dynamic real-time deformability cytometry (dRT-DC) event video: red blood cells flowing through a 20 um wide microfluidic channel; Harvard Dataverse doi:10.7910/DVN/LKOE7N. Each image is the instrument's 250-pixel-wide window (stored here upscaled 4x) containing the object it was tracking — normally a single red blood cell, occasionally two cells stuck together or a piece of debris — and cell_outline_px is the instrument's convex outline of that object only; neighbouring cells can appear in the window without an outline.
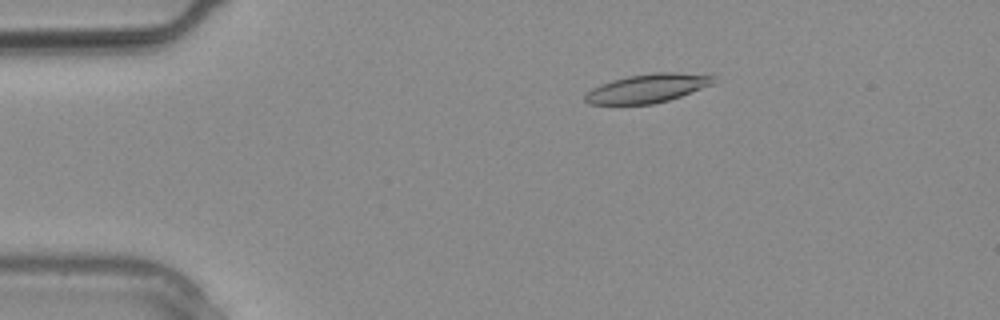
{"species": "common noctule bat (a hibernating species)", "species_latin": "Nyctalus noctula", "temperature_condition": "warm", "stored_images_in_passage": 2, "camera_frame_rate_fps": 3000, "um_per_image_px": 0.085, "animal": {"sex": "male", "body_mass_g": 20.4}, "frame": {"image": 1, "passage_image": 1, "time_ms": 0.0, "image_size_px": [1000, 320], "cell_outline_px": [[716, 76], [712, 84], [680, 96], [668, 100], [652, 104], [588, 104], [584, 100], [584, 96], [592, 88], [600, 84], [612, 80], [628, 76], [652, 72], [676, 72]], "centroid_in_image_um": [55.0, 7.5], "position_along_channel_um": 30.0, "area_um2": 21.33}}
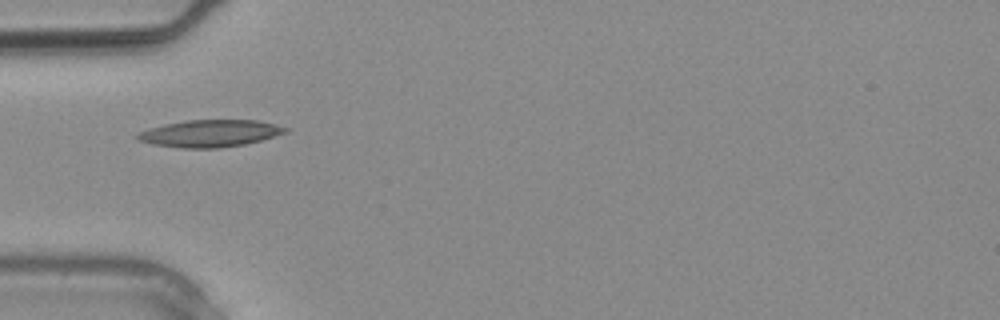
{"frame": {"image": 2, "passage_image": 2, "time_ms": 0.333, "image_size_px": [1000, 320], "cell_outline_px": [[288, 132], [260, 140], [244, 144], [220, 148], [184, 148], [152, 144], [136, 140], [136, 132], [148, 128], [164, 124], [188, 120], [256, 120], [288, 128]], "centroid_in_image_um": [17.78, 11.34], "position_along_channel_um": 67.2, "area_um2": 23.29}}